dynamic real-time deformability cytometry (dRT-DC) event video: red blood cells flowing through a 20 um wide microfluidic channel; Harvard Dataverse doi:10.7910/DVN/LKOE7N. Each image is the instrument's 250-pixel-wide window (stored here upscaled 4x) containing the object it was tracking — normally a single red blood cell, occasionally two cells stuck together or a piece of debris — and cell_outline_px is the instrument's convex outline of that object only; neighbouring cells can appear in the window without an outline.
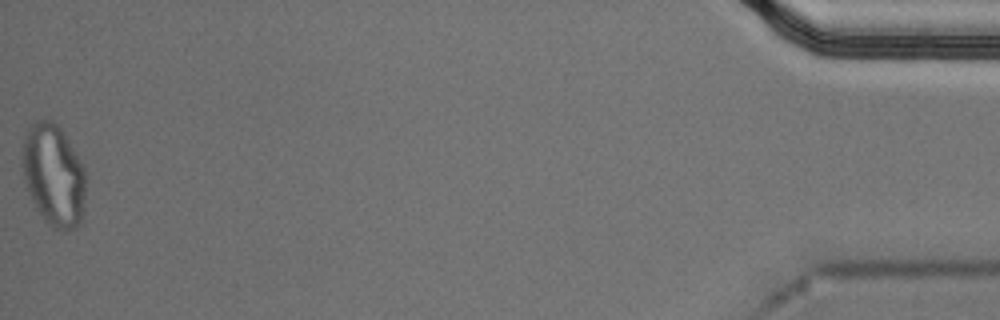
{"species": "Egyptian fruit bat (a non-hibernating species)", "species_latin": "Rousettus aegyptiacus", "temperature_condition": "cold", "stored_images_in_passage": 55, "segment_of_instrument_passage": [2, 2], "camera_frame_rate_fps": 3000, "um_per_image_px": 0.085, "animal": {"sex": "male"}, "frame": {"image": 1, "passage_image": 55, "time_ms": 18.0, "image_size_px": [1000, 320], "cell_outline_px": [[84, 220], [76, 228], [68, 232], [64, 232], [52, 228], [44, 220], [36, 208], [32, 200], [24, 176], [24, 136], [28, 128], [36, 120], [52, 120], [64, 132], [84, 168]], "centroid_in_image_um": [4.6, 14.95], "position_along_channel_um": 430.6, "area_um2": 37.51}}